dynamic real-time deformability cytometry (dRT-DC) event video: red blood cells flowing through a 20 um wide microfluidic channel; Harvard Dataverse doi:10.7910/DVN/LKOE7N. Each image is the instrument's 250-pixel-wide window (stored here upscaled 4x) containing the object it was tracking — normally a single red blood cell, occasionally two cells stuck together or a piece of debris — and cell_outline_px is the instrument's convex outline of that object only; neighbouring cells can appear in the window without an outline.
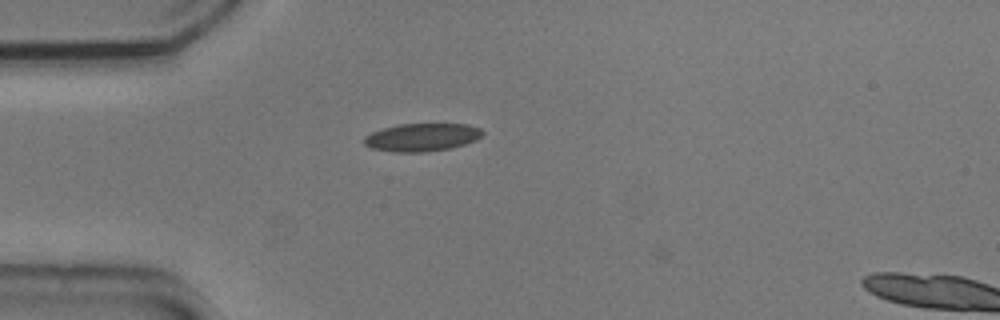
{"species": "common noctule bat (a hibernating species)", "species_latin": "Nyctalus noctula", "temperature_condition": "cold", "stored_images_in_passage": 3, "camera_frame_rate_fps": 3000, "um_per_image_px": 0.085, "animal": {"sex": "male", "body_mass_g": 20.5, "forearm_length_mm": 52.5}, "frame": {"image": 1, "passage_image": 1, "time_ms": 0.0, "image_size_px": [1000, 320], "cell_outline_px": [[484, 132], [476, 140], [464, 144], [448, 148], [424, 152], [392, 152], [372, 148], [364, 144], [364, 136], [372, 132], [384, 128], [400, 124], [468, 124], [480, 128]], "centroid_in_image_um": [35.85, 11.66], "position_along_channel_um": 49.1, "area_um2": 19.13}}